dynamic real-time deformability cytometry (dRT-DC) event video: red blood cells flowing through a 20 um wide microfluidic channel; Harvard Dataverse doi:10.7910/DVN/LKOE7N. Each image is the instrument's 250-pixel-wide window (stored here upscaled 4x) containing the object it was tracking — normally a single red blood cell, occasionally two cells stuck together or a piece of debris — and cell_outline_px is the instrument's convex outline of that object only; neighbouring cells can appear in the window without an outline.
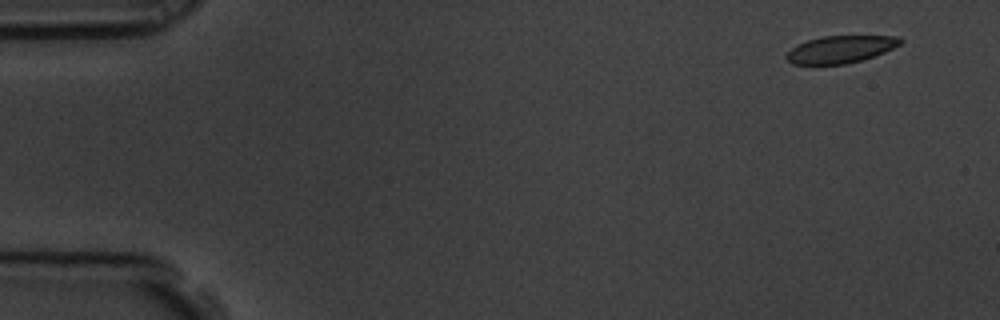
{"species": "common noctule bat (a hibernating species)", "species_latin": "Nyctalus noctula", "temperature_condition": "room temperature", "stored_images_in_passage": 4, "camera_frame_rate_fps": 3000, "um_per_image_px": 0.085, "animal": {"sex": "male", "body_mass_g": 19.5, "forearm_length_mm": 54.6}, "frame": {"image": 1, "passage_image": 1, "time_ms": 0.0, "image_size_px": [1000, 320], "cell_outline_px": [[904, 40], [900, 44], [884, 52], [860, 60], [844, 64], [792, 64], [784, 56], [796, 44], [808, 40], [824, 36], [900, 36]], "centroid_in_image_um": [71.43, 4.18], "position_along_channel_um": 13.6, "area_um2": 17.92}}